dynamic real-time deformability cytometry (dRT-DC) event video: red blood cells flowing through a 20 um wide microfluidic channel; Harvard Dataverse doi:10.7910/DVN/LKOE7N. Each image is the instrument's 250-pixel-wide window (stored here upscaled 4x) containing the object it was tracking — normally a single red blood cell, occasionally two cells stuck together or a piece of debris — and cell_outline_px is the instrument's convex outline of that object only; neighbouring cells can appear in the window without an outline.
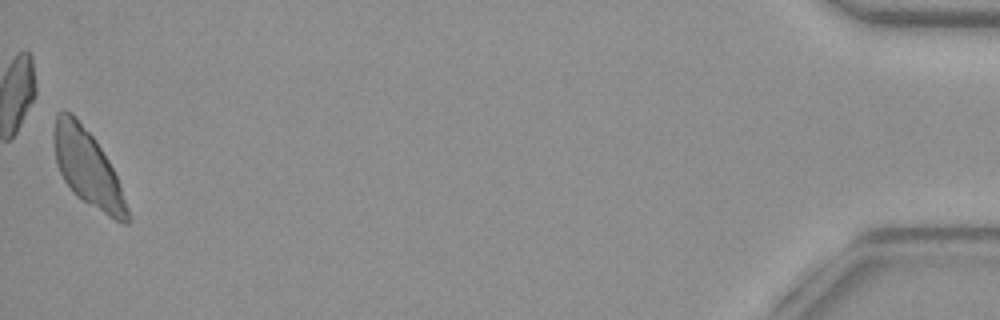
{"species": "common noctule bat (a hibernating species)", "species_latin": "Nyctalus noctula", "temperature_condition": "warm", "stored_images_in_passage": 40, "camera_frame_rate_fps": 3000, "um_per_image_px": 0.085, "animal": {"sex": "female", "body_mass_g": 29.2, "forearm_length_mm": 56.3}, "frame": {"image": 1, "passage_image": 40, "time_ms": 13.0, "image_size_px": [1000, 320], "cell_outline_px": [[128, 224], [124, 224], [108, 216], [88, 204], [76, 196], [72, 192], [64, 180], [56, 164], [52, 140], [52, 132], [56, 116], [60, 112], [72, 112], [96, 140], [108, 160], [116, 176], [128, 208]], "centroid_in_image_um": [7.4, 14.25], "position_along_channel_um": 427.8, "area_um2": 32.48}}